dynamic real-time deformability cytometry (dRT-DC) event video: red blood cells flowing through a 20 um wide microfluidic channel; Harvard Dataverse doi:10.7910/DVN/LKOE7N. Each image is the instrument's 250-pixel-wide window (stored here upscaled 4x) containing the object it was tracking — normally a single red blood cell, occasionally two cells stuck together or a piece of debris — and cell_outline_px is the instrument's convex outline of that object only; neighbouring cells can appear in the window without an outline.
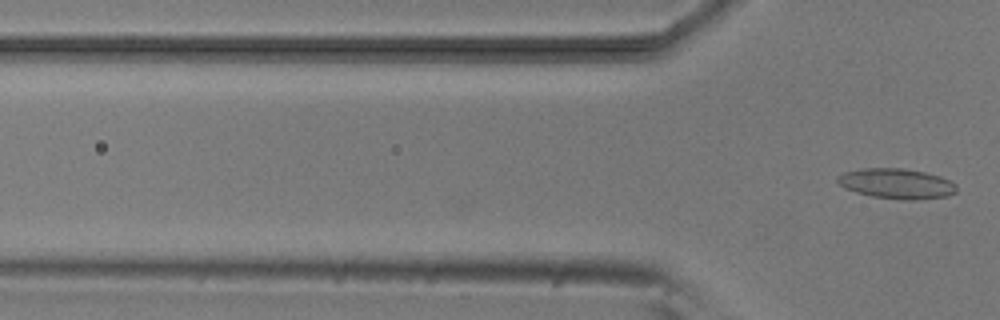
{"species": "common noctule bat (a hibernating species)", "species_latin": "Nyctalus noctula", "temperature_condition": "room temperature", "stored_images_in_passage": 2, "camera_frame_rate_fps": 3000, "um_per_image_px": 0.085, "animal": {"sex": "male", "body_mass_g": 20.5, "forearm_length_mm": 52.5}, "frame": {"image": 1, "passage_image": 2, "time_ms": 1.0, "image_size_px": [1000, 320], "cell_outline_px": [[956, 192], [948, 196], [912, 200], [908, 200], [872, 196], [856, 192], [844, 188], [836, 180], [836, 176], [844, 172], [864, 168], [904, 168], [924, 172], [940, 176], [956, 184]], "centroid_in_image_um": [76.19, 15.6], "position_along_channel_um": 49.6, "area_um2": 20.87}}